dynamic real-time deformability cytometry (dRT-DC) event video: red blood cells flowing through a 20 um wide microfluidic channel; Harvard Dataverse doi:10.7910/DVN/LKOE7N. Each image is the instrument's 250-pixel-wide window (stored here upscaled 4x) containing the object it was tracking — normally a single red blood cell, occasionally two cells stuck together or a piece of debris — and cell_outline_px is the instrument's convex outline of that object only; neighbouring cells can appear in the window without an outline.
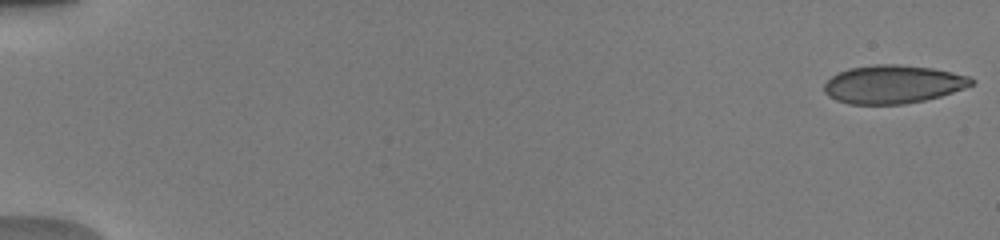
{"species": "human", "species_latin": "Homo sapiens", "temperature_condition": "warm", "stored_images_in_passage": 9, "camera_frame_rate_fps": 3000, "um_per_image_px": 0.085, "donor": {"sex": "male"}, "frame": {"image": 1, "passage_image": 1, "time_ms": 0.0, "image_size_px": [1000, 240], "cell_outline_px": [[976, 80], [972, 84], [964, 88], [940, 96], [924, 100], [904, 104], [848, 104], [836, 100], [828, 96], [824, 92], [824, 84], [832, 76], [848, 68], [876, 64], [896, 64], [932, 68], [972, 76]], "centroid_in_image_um": [75.91, 7.16], "position_along_channel_um": 9.1, "area_um2": 32.89}}
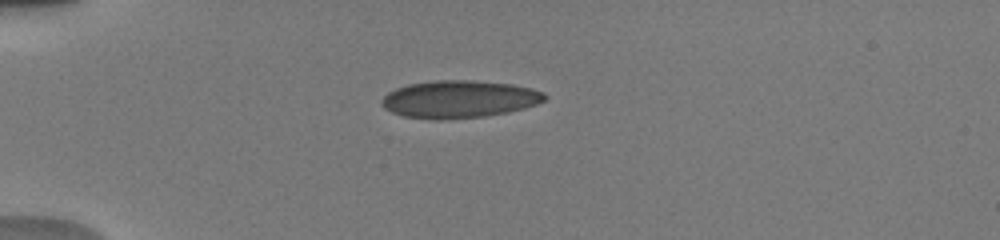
{"frame": {"image": 2, "passage_image": 7, "time_ms": 4.667, "image_size_px": [1000, 240], "cell_outline_px": [[548, 96], [544, 100], [536, 104], [524, 108], [508, 112], [484, 116], [440, 120], [432, 120], [404, 116], [392, 112], [384, 108], [380, 104], [380, 100], [388, 92], [396, 88], [408, 84], [436, 80], [472, 80], [512, 84], [532, 88], [544, 92]], "centroid_in_image_um": [39.01, 8.43], "position_along_channel_um": 46.0, "area_um2": 35.78}}
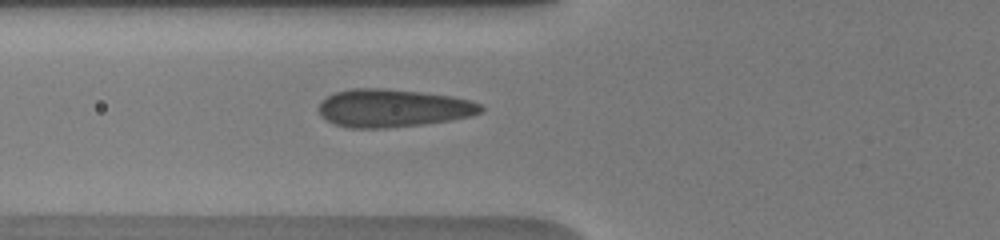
{"frame": {"image": 3, "passage_image": 9, "time_ms": 6.667, "image_size_px": [1000, 240], "cell_outline_px": [[484, 108], [480, 112], [468, 116], [448, 120], [424, 124], [384, 128], [348, 128], [332, 124], [320, 116], [316, 108], [320, 100], [336, 92], [352, 88], [380, 88], [420, 92], [452, 96], [472, 100], [480, 104]], "centroid_in_image_um": [33.32, 9.19], "position_along_channel_um": 92.5, "area_um2": 36.01}}